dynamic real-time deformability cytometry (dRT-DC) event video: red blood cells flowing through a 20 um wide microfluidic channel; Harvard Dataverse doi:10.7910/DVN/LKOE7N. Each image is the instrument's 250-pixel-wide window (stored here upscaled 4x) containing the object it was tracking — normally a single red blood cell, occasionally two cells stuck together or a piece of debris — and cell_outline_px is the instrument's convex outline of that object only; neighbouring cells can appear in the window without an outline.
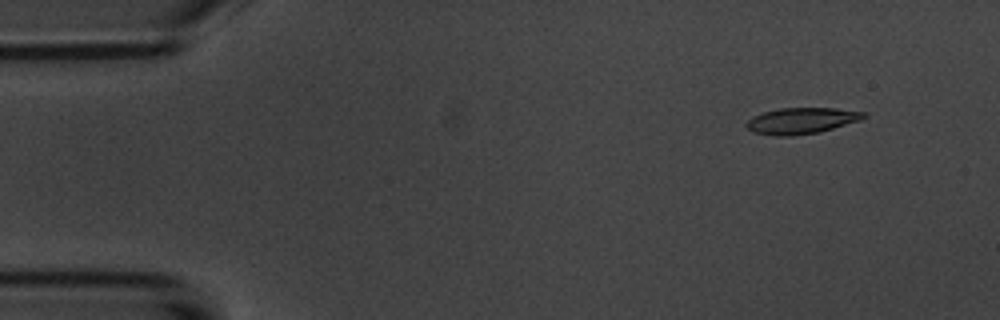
{"species": "common noctule bat (a hibernating species)", "species_latin": "Nyctalus noctula", "temperature_condition": "room temperature", "stored_images_in_passage": 4, "camera_frame_rate_fps": 3000, "um_per_image_px": 0.085, "animal": {"sex": "male", "body_mass_g": 20.1, "forearm_length_mm": 53.5}, "frame": {"image": 1, "passage_image": 2, "time_ms": 1.333, "image_size_px": [1000, 320], "cell_outline_px": [[868, 116], [860, 120], [820, 132], [788, 136], [772, 136], [752, 132], [744, 124], [752, 116], [764, 112], [780, 108], [836, 108], [864, 112]], "centroid_in_image_um": [68.1, 10.26], "position_along_channel_um": 16.9, "area_um2": 17.92}}
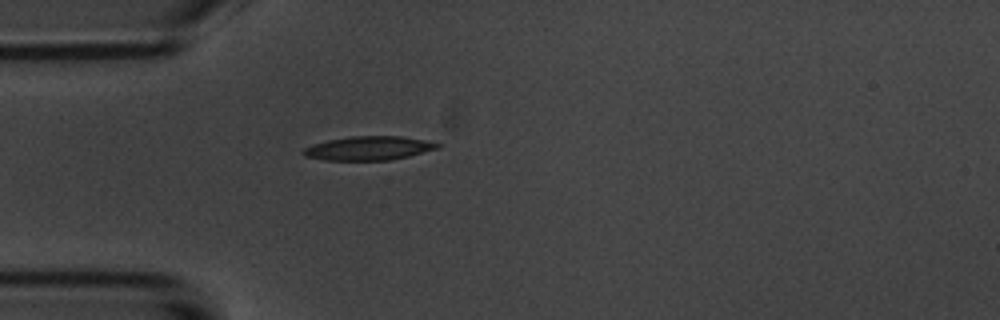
{"frame": {"image": 2, "passage_image": 4, "time_ms": 4.667, "image_size_px": [1000, 320], "cell_outline_px": [[440, 148], [392, 160], [324, 160], [304, 156], [300, 152], [304, 148], [312, 144], [328, 140], [352, 136], [400, 136], [424, 140], [440, 144]], "centroid_in_image_um": [31.3, 12.6], "position_along_channel_um": 53.7, "area_um2": 18.67}}